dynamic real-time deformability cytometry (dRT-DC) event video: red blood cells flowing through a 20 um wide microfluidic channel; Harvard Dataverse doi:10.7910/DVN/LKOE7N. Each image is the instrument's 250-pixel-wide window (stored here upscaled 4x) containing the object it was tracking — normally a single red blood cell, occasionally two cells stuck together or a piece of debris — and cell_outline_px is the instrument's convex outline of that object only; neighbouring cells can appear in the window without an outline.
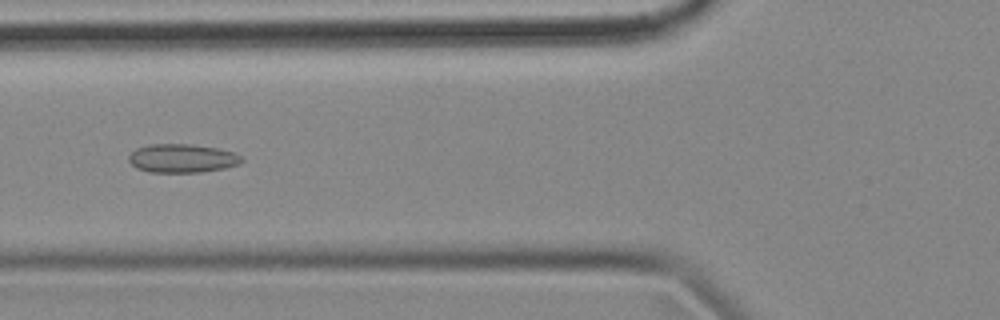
{"species": "common noctule bat (a hibernating species)", "species_latin": "Nyctalus noctula", "temperature_condition": "cold", "stored_images_in_passage": 14, "camera_frame_rate_fps": 3000, "um_per_image_px": 0.085, "animal": {"sex": "female", "body_mass_g": 18.4}, "frame": {"image": 1, "passage_image": 5, "time_ms": 1.333, "image_size_px": [1000, 320], "cell_outline_px": [[244, 160], [240, 164], [224, 168], [200, 172], [148, 172], [136, 168], [128, 160], [128, 156], [136, 148], [148, 144], [192, 144], [216, 148], [232, 152], [244, 156]], "centroid_in_image_um": [15.48, 13.45], "position_along_channel_um": 110.3, "area_um2": 18.96}}
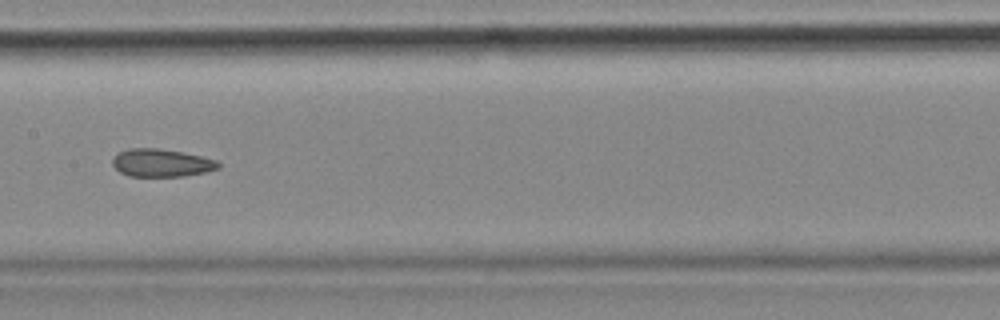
{"frame": {"image": 2, "passage_image": 7, "time_ms": 2.0, "image_size_px": [1000, 320], "cell_outline_px": [[220, 168], [204, 172], [184, 176], [128, 176], [120, 172], [112, 164], [112, 156], [128, 148], [160, 148], [200, 156], [216, 160], [220, 164]], "centroid_in_image_um": [13.69, 13.84], "position_along_channel_um": 193.7, "area_um2": 17.11}}